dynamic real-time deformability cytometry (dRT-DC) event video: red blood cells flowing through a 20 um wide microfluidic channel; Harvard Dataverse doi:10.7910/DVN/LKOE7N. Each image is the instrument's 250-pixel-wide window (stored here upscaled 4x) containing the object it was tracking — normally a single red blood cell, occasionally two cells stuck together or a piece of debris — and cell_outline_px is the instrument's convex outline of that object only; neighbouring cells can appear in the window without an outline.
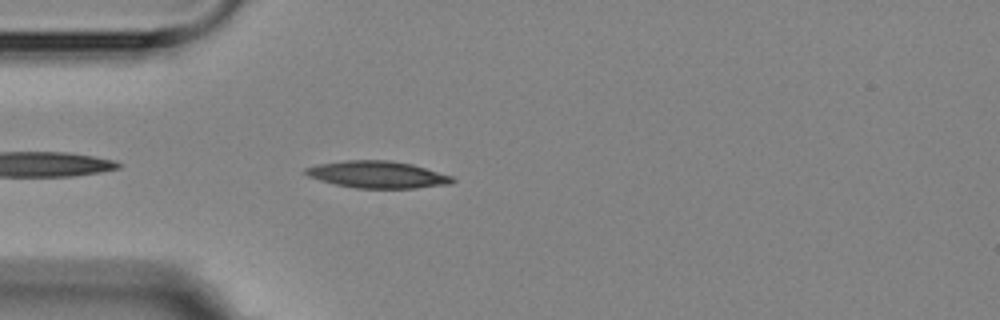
{"species": "Egyptian fruit bat (a non-hibernating species)", "species_latin": "Rousettus aegyptiacus", "temperature_condition": "room temperature", "stored_images_in_passage": 4, "camera_frame_rate_fps": 3000, "um_per_image_px": 0.085, "animal": {"sex": "female"}, "frame": {"image": 1, "passage_image": 4, "time_ms": 3.333, "image_size_px": [1000, 320], "cell_outline_px": [[456, 180], [452, 184], [416, 188], [356, 188], [336, 184], [320, 180], [308, 176], [304, 172], [304, 168], [316, 164], [344, 160], [388, 160], [412, 164], [452, 176]], "centroid_in_image_um": [32.08, 14.83], "position_along_channel_um": 52.9, "area_um2": 23.12}}